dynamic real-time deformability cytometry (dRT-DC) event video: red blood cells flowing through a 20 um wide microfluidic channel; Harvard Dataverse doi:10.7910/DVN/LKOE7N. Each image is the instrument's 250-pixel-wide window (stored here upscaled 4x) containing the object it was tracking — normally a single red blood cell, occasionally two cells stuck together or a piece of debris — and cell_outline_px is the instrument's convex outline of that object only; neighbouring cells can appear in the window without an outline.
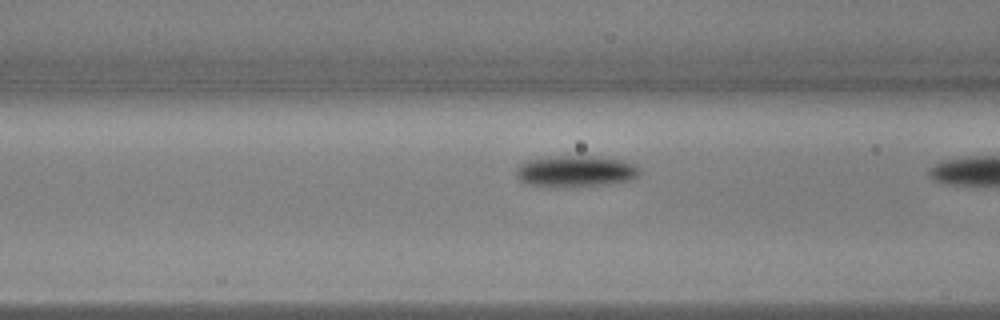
{"species": "common noctule bat (a hibernating species)", "species_latin": "Nyctalus noctula", "temperature_condition": "warm", "stored_images_in_passage": 21, "camera_frame_rate_fps": 3000, "um_per_image_px": 0.085, "animal": {"sex": "male", "body_mass_g": 17.9, "forearm_length_mm": 54.2}, "frame": {"image": 1, "passage_image": 20, "time_ms": 6.333, "image_size_px": [1000, 320], "cell_outline_px": [[640, 172], [632, 180], [608, 184], [528, 184], [520, 180], [516, 176], [516, 168], [520, 164], [528, 160], [556, 156], [596, 156], [624, 160], [636, 164], [640, 168]], "centroid_in_image_um": [49.0, 14.5], "position_along_channel_um": 117.6, "area_um2": 21.73}}